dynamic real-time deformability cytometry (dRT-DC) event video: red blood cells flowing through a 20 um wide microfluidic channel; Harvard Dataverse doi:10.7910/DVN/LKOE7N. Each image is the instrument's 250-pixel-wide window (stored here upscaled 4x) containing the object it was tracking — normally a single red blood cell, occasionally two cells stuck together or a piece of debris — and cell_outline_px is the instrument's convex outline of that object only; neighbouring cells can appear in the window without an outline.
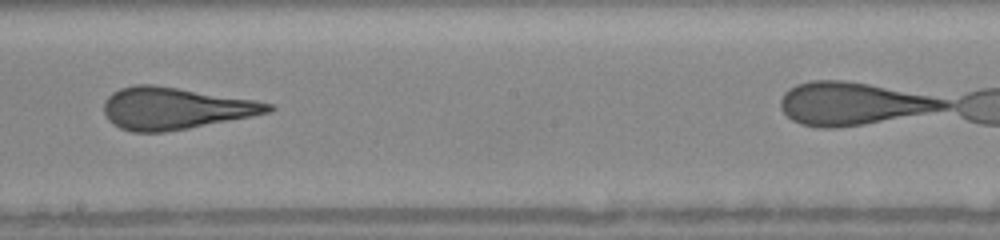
{"species": "human", "species_latin": "Homo sapiens", "temperature_condition": "warm", "stored_images_in_passage": 15, "camera_frame_rate_fps": 3000, "um_per_image_px": 0.085, "donor": {"sex": "female"}, "frame": {"image": 1, "passage_image": 11, "time_ms": 9.333, "image_size_px": [1000, 240], "cell_outline_px": [[276, 108], [272, 112], [252, 116], [188, 128], [164, 132], [132, 132], [120, 128], [112, 124], [108, 120], [104, 112], [104, 100], [112, 92], [120, 88], [136, 84], [156, 84], [256, 100], [272, 104]], "centroid_in_image_um": [14.87, 9.2], "position_along_channel_um": 233.3, "area_um2": 40.4}}